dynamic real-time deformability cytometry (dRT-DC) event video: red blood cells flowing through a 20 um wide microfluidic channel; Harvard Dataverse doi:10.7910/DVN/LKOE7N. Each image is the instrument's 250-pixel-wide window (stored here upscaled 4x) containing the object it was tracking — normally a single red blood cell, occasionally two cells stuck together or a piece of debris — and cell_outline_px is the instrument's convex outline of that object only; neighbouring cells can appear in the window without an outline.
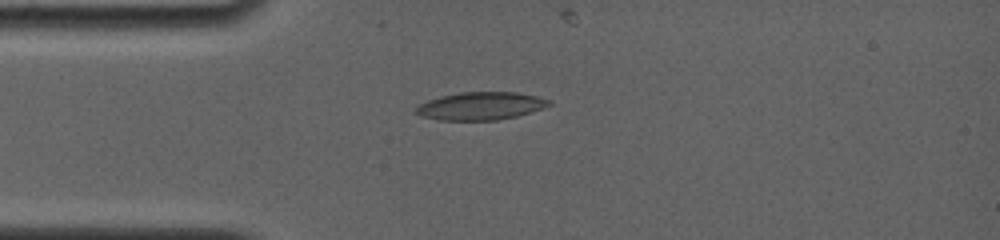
{"species": "common noctule bat (a hibernating species)", "species_latin": "Nyctalus noctula", "temperature_condition": "room temperature", "stored_images_in_passage": 7, "camera_frame_rate_fps": 4000, "um_per_image_px": 0.085, "animal": {"sex": "female", "body_mass_g": 19.0, "forearm_length_mm": 56.7}, "frame": {"image": 1, "passage_image": 3, "time_ms": 2.0, "image_size_px": [1000, 240], "cell_outline_px": [[552, 104], [544, 108], [516, 116], [496, 120], [440, 120], [420, 116], [412, 112], [420, 104], [428, 100], [440, 96], [460, 92], [516, 92], [536, 96], [552, 100]], "centroid_in_image_um": [40.85, 9.01], "position_along_channel_um": 44.2, "area_um2": 21.68}}
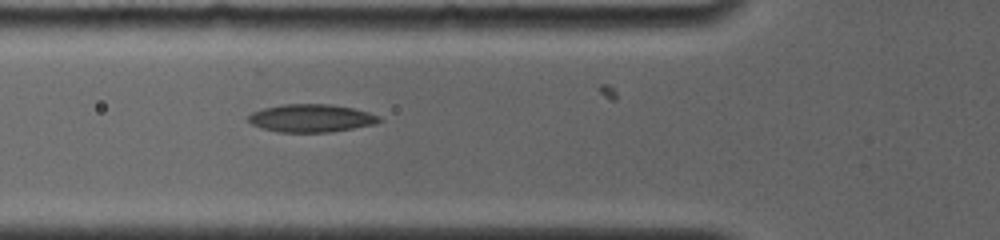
{"frame": {"image": 2, "passage_image": 5, "time_ms": 3.75, "image_size_px": [1000, 240], "cell_outline_px": [[384, 120], [376, 124], [332, 132], [276, 132], [260, 128], [252, 124], [248, 120], [248, 116], [252, 112], [264, 108], [280, 104], [328, 104], [352, 108], [368, 112], [380, 116]], "centroid_in_image_um": [26.46, 10.05], "position_along_channel_um": 99.3, "area_um2": 21.44}}